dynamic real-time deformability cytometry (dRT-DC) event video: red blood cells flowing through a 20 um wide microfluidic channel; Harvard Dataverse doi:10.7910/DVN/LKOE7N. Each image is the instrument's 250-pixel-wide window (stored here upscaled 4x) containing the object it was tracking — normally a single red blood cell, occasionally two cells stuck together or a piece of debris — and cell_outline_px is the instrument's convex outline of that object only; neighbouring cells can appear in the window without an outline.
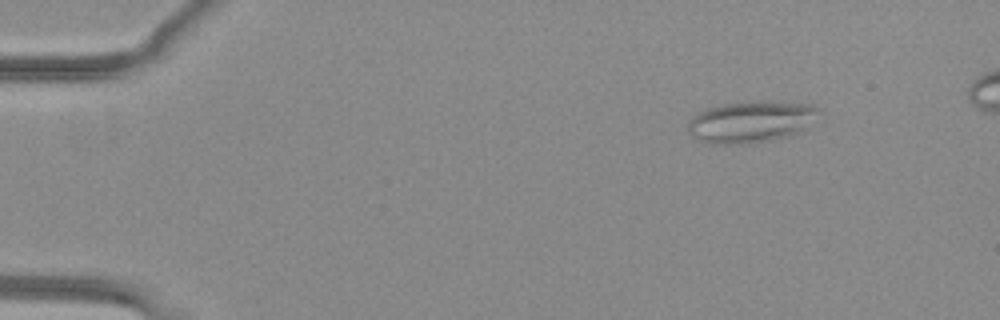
{"species": "common noctule bat (a hibernating species)", "species_latin": "Nyctalus noctula", "temperature_condition": "warm", "stored_images_in_passage": 47, "camera_frame_rate_fps": 3000, "um_per_image_px": 0.085, "animal": {"sex": "female", "body_mass_g": 29.2, "forearm_length_mm": 56.3}, "frame": {"image": 1, "passage_image": 2, "time_ms": 0.333, "image_size_px": [1000, 320], "cell_outline_px": [[820, 112], [804, 128], [788, 136], [772, 140], [736, 144], [704, 144], [688, 132], [688, 120], [692, 116], [708, 108], [724, 104], [760, 100], [812, 104], [820, 108]], "centroid_in_image_um": [63.8, 10.34], "position_along_channel_um": 21.2, "area_um2": 31.67}}
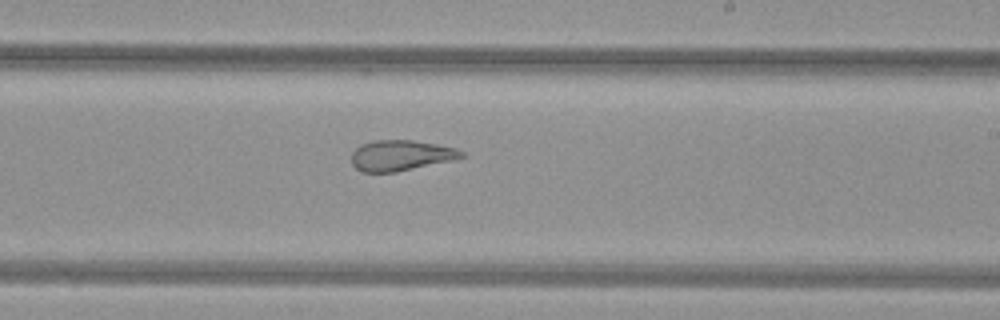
{"frame": {"image": 2, "passage_image": 27, "time_ms": 8.667, "image_size_px": [1000, 320], "cell_outline_px": [[464, 156], [452, 160], [396, 172], [360, 172], [352, 164], [352, 152], [360, 144], [372, 140], [412, 140], [436, 144], [456, 148], [464, 152]], "centroid_in_image_um": [34.03, 13.21], "position_along_channel_um": 255.0, "area_um2": 19.59}}
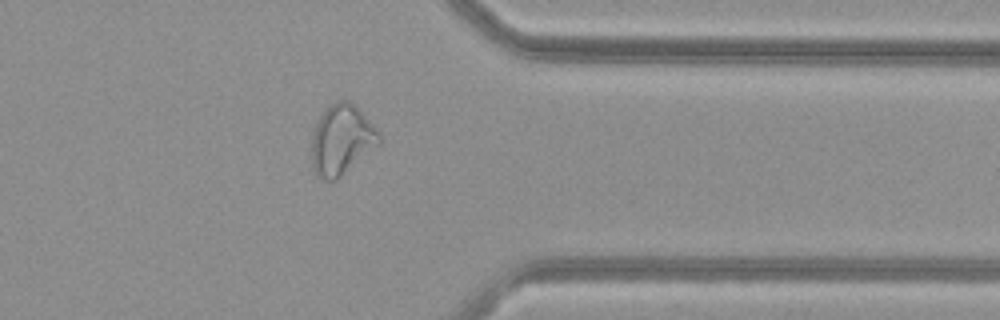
{"frame": {"image": 3, "passage_image": 37, "time_ms": 12.0, "image_size_px": [1000, 320], "cell_outline_px": [[380, 144], [336, 180], [320, 180], [316, 176], [312, 168], [312, 132], [316, 120], [320, 112], [336, 100], [348, 100], [368, 120], [380, 136]], "centroid_in_image_um": [28.97, 11.9], "position_along_channel_um": 382.4, "area_um2": 27.51}, "authors_computed_cell_mechanics": {"area_um2": 26.299, "velocity_mm_per_s": 4.0427, "shape_relaxation_time_tau1_ms": null, "shape_relaxation_time_tau2_ms": 2.0111, "deformation_change_tau1": null, "deformation_change_tau2": 0.105}}